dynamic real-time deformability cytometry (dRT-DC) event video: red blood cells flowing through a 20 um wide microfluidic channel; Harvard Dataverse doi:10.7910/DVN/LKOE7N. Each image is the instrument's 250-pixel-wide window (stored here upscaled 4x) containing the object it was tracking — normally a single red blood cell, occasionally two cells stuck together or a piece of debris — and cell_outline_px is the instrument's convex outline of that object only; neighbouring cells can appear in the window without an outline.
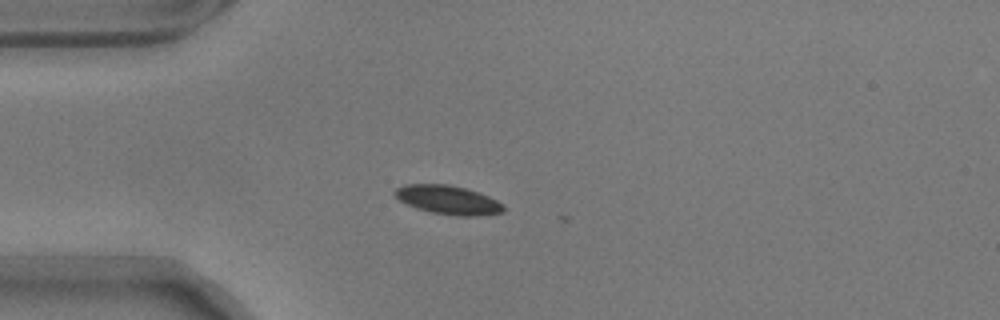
{"species": "common noctule bat (a hibernating species)", "species_latin": "Nyctalus noctula", "temperature_condition": "warm", "stored_images_in_passage": 7, "camera_frame_rate_fps": 3000, "um_per_image_px": 0.085, "animal": {"sex": "male", "body_mass_g": 17.9}, "frame": {"image": 1, "passage_image": 2, "time_ms": 0.333, "image_size_px": [1000, 320], "cell_outline_px": [[504, 212], [476, 216], [456, 216], [432, 212], [416, 208], [400, 200], [392, 192], [396, 188], [404, 184], [448, 184], [480, 192], [504, 204]], "centroid_in_image_um": [38.09, 16.98], "position_along_channel_um": 46.9, "area_um2": 18.26}}
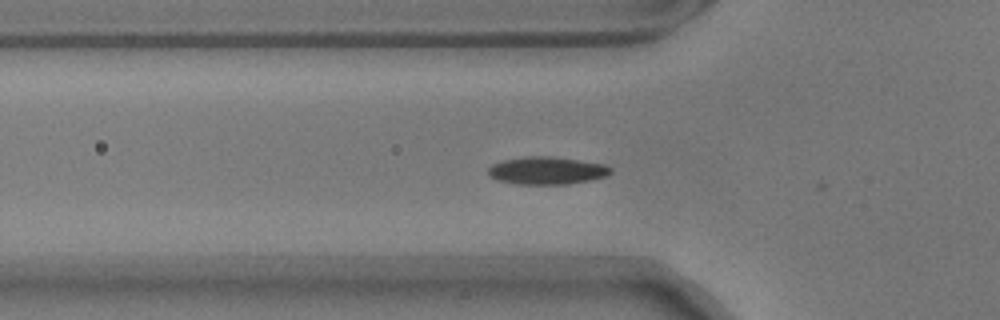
{"frame": {"image": 2, "passage_image": 6, "time_ms": 1.667, "image_size_px": [1000, 320], "cell_outline_px": [[612, 172], [608, 176], [592, 180], [568, 184], [516, 184], [496, 180], [488, 176], [488, 168], [492, 164], [504, 160], [528, 156], [548, 156], [604, 164], [612, 168]], "centroid_in_image_um": [46.48, 14.51], "position_along_channel_um": 79.3, "area_um2": 19.77}}